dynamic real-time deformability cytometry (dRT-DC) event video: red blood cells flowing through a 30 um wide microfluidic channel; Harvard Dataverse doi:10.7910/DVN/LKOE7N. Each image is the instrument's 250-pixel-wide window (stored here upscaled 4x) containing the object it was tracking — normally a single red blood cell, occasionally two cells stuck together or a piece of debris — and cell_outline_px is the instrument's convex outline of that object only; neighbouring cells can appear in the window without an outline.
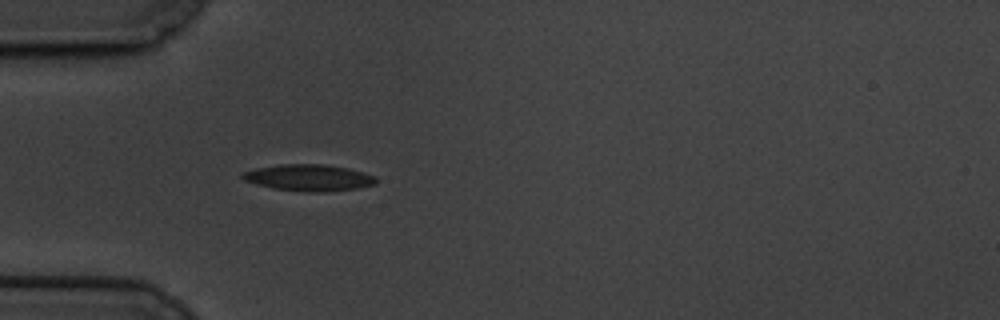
{"species": "common noctule bat (a hibernating species)", "species_latin": "Nyctalus noctula", "temperature_condition": "cold", "stored_images_in_passage": 45, "camera_frame_rate_fps": 3000, "um_per_image_px": 0.085, "animal": {"sex": "male", "body_mass_g": 19.5, "forearm_length_mm": 54.6}, "frame": {"image": 1, "passage_image": 5, "time_ms": 1.333, "image_size_px": [1000, 320], "cell_outline_px": [[376, 184], [356, 188], [324, 192], [308, 192], [272, 188], [256, 184], [244, 180], [240, 176], [244, 172], [256, 168], [280, 164], [324, 164], [348, 168], [364, 172], [376, 176]], "centroid_in_image_um": [26.26, 15.1], "position_along_channel_um": 58.7, "area_um2": 20.63}}
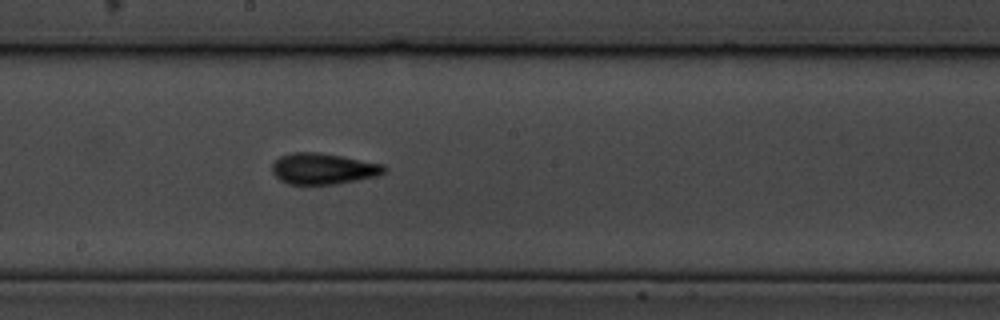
{"frame": {"image": 2, "passage_image": 20, "time_ms": 6.333, "image_size_px": [1000, 320], "cell_outline_px": [[388, 168], [384, 172], [376, 176], [336, 184], [288, 184], [280, 180], [272, 172], [272, 164], [280, 156], [292, 152], [320, 152], [384, 164]], "centroid_in_image_um": [27.47, 14.33], "position_along_channel_um": 220.7, "area_um2": 20.29}}
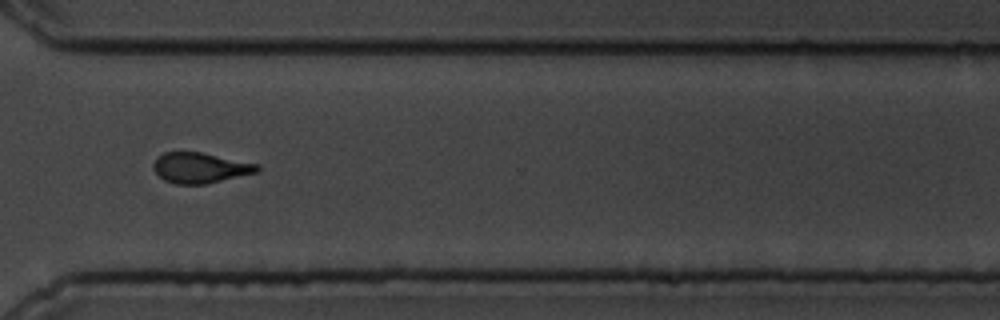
{"frame": {"image": 3, "passage_image": 32, "time_ms": 10.333, "image_size_px": [1000, 320], "cell_outline_px": [[260, 172], [204, 184], [176, 184], [164, 180], [152, 168], [152, 164], [164, 152], [200, 152], [260, 164]], "centroid_in_image_um": [17.05, 14.27], "position_along_channel_um": 353.5, "area_um2": 18.38}, "authors_computed_cell_mechanics": {"area_um2": 19.1318, "velocity_mm_per_s": 3.3297, "shape_relaxation_time_tau1_ms": 3.6188, "shape_relaxation_time_tau2_ms": 2.7386, "deformation_change_tau1": 0.1338, "deformation_change_tau2": 0.1027}}